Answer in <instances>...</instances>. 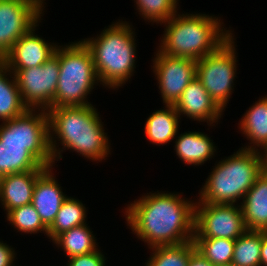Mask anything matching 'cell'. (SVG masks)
Listing matches in <instances>:
<instances>
[{"instance_id": "cell-26", "label": "cell", "mask_w": 267, "mask_h": 266, "mask_svg": "<svg viewBox=\"0 0 267 266\" xmlns=\"http://www.w3.org/2000/svg\"><path fill=\"white\" fill-rule=\"evenodd\" d=\"M196 250L213 265L232 262L234 239L228 238H193Z\"/></svg>"}, {"instance_id": "cell-27", "label": "cell", "mask_w": 267, "mask_h": 266, "mask_svg": "<svg viewBox=\"0 0 267 266\" xmlns=\"http://www.w3.org/2000/svg\"><path fill=\"white\" fill-rule=\"evenodd\" d=\"M11 226L19 232L36 234L38 232L47 235L48 228L43 224L33 204L16 207L6 213ZM43 231V232H42Z\"/></svg>"}, {"instance_id": "cell-30", "label": "cell", "mask_w": 267, "mask_h": 266, "mask_svg": "<svg viewBox=\"0 0 267 266\" xmlns=\"http://www.w3.org/2000/svg\"><path fill=\"white\" fill-rule=\"evenodd\" d=\"M14 248L0 241V266H15L13 262L15 261L16 253Z\"/></svg>"}, {"instance_id": "cell-35", "label": "cell", "mask_w": 267, "mask_h": 266, "mask_svg": "<svg viewBox=\"0 0 267 266\" xmlns=\"http://www.w3.org/2000/svg\"><path fill=\"white\" fill-rule=\"evenodd\" d=\"M3 56L0 54V62H2Z\"/></svg>"}, {"instance_id": "cell-5", "label": "cell", "mask_w": 267, "mask_h": 266, "mask_svg": "<svg viewBox=\"0 0 267 266\" xmlns=\"http://www.w3.org/2000/svg\"><path fill=\"white\" fill-rule=\"evenodd\" d=\"M118 21L95 38L81 40L90 50L100 84L116 89L123 86L136 68V39L133 28Z\"/></svg>"}, {"instance_id": "cell-7", "label": "cell", "mask_w": 267, "mask_h": 266, "mask_svg": "<svg viewBox=\"0 0 267 266\" xmlns=\"http://www.w3.org/2000/svg\"><path fill=\"white\" fill-rule=\"evenodd\" d=\"M59 78L52 108L87 106V95L100 81L90 50L80 40L58 46Z\"/></svg>"}, {"instance_id": "cell-12", "label": "cell", "mask_w": 267, "mask_h": 266, "mask_svg": "<svg viewBox=\"0 0 267 266\" xmlns=\"http://www.w3.org/2000/svg\"><path fill=\"white\" fill-rule=\"evenodd\" d=\"M153 59V72L158 80L164 105H174L184 89L196 77L197 61L185 57H172L157 51Z\"/></svg>"}, {"instance_id": "cell-8", "label": "cell", "mask_w": 267, "mask_h": 266, "mask_svg": "<svg viewBox=\"0 0 267 266\" xmlns=\"http://www.w3.org/2000/svg\"><path fill=\"white\" fill-rule=\"evenodd\" d=\"M232 35L216 51L196 63V77L202 83L211 99L223 111L234 90L237 72V56Z\"/></svg>"}, {"instance_id": "cell-21", "label": "cell", "mask_w": 267, "mask_h": 266, "mask_svg": "<svg viewBox=\"0 0 267 266\" xmlns=\"http://www.w3.org/2000/svg\"><path fill=\"white\" fill-rule=\"evenodd\" d=\"M27 109L23 104L14 74L3 62H0V120L2 122L11 120Z\"/></svg>"}, {"instance_id": "cell-6", "label": "cell", "mask_w": 267, "mask_h": 266, "mask_svg": "<svg viewBox=\"0 0 267 266\" xmlns=\"http://www.w3.org/2000/svg\"><path fill=\"white\" fill-rule=\"evenodd\" d=\"M214 167L200 189L197 202L237 204L263 172L262 153L241 148Z\"/></svg>"}, {"instance_id": "cell-15", "label": "cell", "mask_w": 267, "mask_h": 266, "mask_svg": "<svg viewBox=\"0 0 267 266\" xmlns=\"http://www.w3.org/2000/svg\"><path fill=\"white\" fill-rule=\"evenodd\" d=\"M52 169L47 167L37 177L32 197V204L47 228L52 225L62 203L68 197L63 193Z\"/></svg>"}, {"instance_id": "cell-3", "label": "cell", "mask_w": 267, "mask_h": 266, "mask_svg": "<svg viewBox=\"0 0 267 266\" xmlns=\"http://www.w3.org/2000/svg\"><path fill=\"white\" fill-rule=\"evenodd\" d=\"M47 112L54 164L62 158L63 149H70L93 161L106 160L110 143L99 113L92 104L49 108ZM55 138L60 141L62 149L58 148Z\"/></svg>"}, {"instance_id": "cell-24", "label": "cell", "mask_w": 267, "mask_h": 266, "mask_svg": "<svg viewBox=\"0 0 267 266\" xmlns=\"http://www.w3.org/2000/svg\"><path fill=\"white\" fill-rule=\"evenodd\" d=\"M262 231L246 230L234 244L232 263L236 266H261Z\"/></svg>"}, {"instance_id": "cell-9", "label": "cell", "mask_w": 267, "mask_h": 266, "mask_svg": "<svg viewBox=\"0 0 267 266\" xmlns=\"http://www.w3.org/2000/svg\"><path fill=\"white\" fill-rule=\"evenodd\" d=\"M15 77L23 104L28 109L48 110L56 94L59 78L58 46L42 65L26 69H9Z\"/></svg>"}, {"instance_id": "cell-34", "label": "cell", "mask_w": 267, "mask_h": 266, "mask_svg": "<svg viewBox=\"0 0 267 266\" xmlns=\"http://www.w3.org/2000/svg\"><path fill=\"white\" fill-rule=\"evenodd\" d=\"M216 266H236V265L234 263H232V262H229V263L219 264V265H216Z\"/></svg>"}, {"instance_id": "cell-11", "label": "cell", "mask_w": 267, "mask_h": 266, "mask_svg": "<svg viewBox=\"0 0 267 266\" xmlns=\"http://www.w3.org/2000/svg\"><path fill=\"white\" fill-rule=\"evenodd\" d=\"M44 3L37 0H0V54L41 22Z\"/></svg>"}, {"instance_id": "cell-1", "label": "cell", "mask_w": 267, "mask_h": 266, "mask_svg": "<svg viewBox=\"0 0 267 266\" xmlns=\"http://www.w3.org/2000/svg\"><path fill=\"white\" fill-rule=\"evenodd\" d=\"M181 195L150 192L125 208L127 226L149 249L193 240L195 203Z\"/></svg>"}, {"instance_id": "cell-17", "label": "cell", "mask_w": 267, "mask_h": 266, "mask_svg": "<svg viewBox=\"0 0 267 266\" xmlns=\"http://www.w3.org/2000/svg\"><path fill=\"white\" fill-rule=\"evenodd\" d=\"M239 204L247 230L267 231V174L262 172Z\"/></svg>"}, {"instance_id": "cell-2", "label": "cell", "mask_w": 267, "mask_h": 266, "mask_svg": "<svg viewBox=\"0 0 267 266\" xmlns=\"http://www.w3.org/2000/svg\"><path fill=\"white\" fill-rule=\"evenodd\" d=\"M49 116L27 109L0 125V179L6 175L53 167Z\"/></svg>"}, {"instance_id": "cell-31", "label": "cell", "mask_w": 267, "mask_h": 266, "mask_svg": "<svg viewBox=\"0 0 267 266\" xmlns=\"http://www.w3.org/2000/svg\"><path fill=\"white\" fill-rule=\"evenodd\" d=\"M188 266H215V265H213L208 259H206L195 249L189 257Z\"/></svg>"}, {"instance_id": "cell-4", "label": "cell", "mask_w": 267, "mask_h": 266, "mask_svg": "<svg viewBox=\"0 0 267 266\" xmlns=\"http://www.w3.org/2000/svg\"><path fill=\"white\" fill-rule=\"evenodd\" d=\"M164 34L159 50L172 57L202 59L216 51L232 35L218 17L206 14H175L163 22Z\"/></svg>"}, {"instance_id": "cell-16", "label": "cell", "mask_w": 267, "mask_h": 266, "mask_svg": "<svg viewBox=\"0 0 267 266\" xmlns=\"http://www.w3.org/2000/svg\"><path fill=\"white\" fill-rule=\"evenodd\" d=\"M44 170L14 173L0 179V202L7 213L23 205L32 203L33 189L37 177Z\"/></svg>"}, {"instance_id": "cell-20", "label": "cell", "mask_w": 267, "mask_h": 266, "mask_svg": "<svg viewBox=\"0 0 267 266\" xmlns=\"http://www.w3.org/2000/svg\"><path fill=\"white\" fill-rule=\"evenodd\" d=\"M164 107L166 109L156 110L147 118L144 128L147 139L159 146L176 138L178 126H180L179 119H181L174 105L166 104Z\"/></svg>"}, {"instance_id": "cell-23", "label": "cell", "mask_w": 267, "mask_h": 266, "mask_svg": "<svg viewBox=\"0 0 267 266\" xmlns=\"http://www.w3.org/2000/svg\"><path fill=\"white\" fill-rule=\"evenodd\" d=\"M86 208L83 203L73 197H67L62 203L56 218L48 228L47 237L52 241L61 233L86 224Z\"/></svg>"}, {"instance_id": "cell-14", "label": "cell", "mask_w": 267, "mask_h": 266, "mask_svg": "<svg viewBox=\"0 0 267 266\" xmlns=\"http://www.w3.org/2000/svg\"><path fill=\"white\" fill-rule=\"evenodd\" d=\"M174 108L179 116L184 115L199 122L205 121L209 126H215L214 123H218L224 112L211 99L197 77L184 89Z\"/></svg>"}, {"instance_id": "cell-13", "label": "cell", "mask_w": 267, "mask_h": 266, "mask_svg": "<svg viewBox=\"0 0 267 266\" xmlns=\"http://www.w3.org/2000/svg\"><path fill=\"white\" fill-rule=\"evenodd\" d=\"M37 24L20 37L3 56L2 62L9 69H26L42 65L54 55L58 45L48 43L35 33ZM36 27V28H35Z\"/></svg>"}, {"instance_id": "cell-32", "label": "cell", "mask_w": 267, "mask_h": 266, "mask_svg": "<svg viewBox=\"0 0 267 266\" xmlns=\"http://www.w3.org/2000/svg\"><path fill=\"white\" fill-rule=\"evenodd\" d=\"M261 266H267V231H262Z\"/></svg>"}, {"instance_id": "cell-19", "label": "cell", "mask_w": 267, "mask_h": 266, "mask_svg": "<svg viewBox=\"0 0 267 266\" xmlns=\"http://www.w3.org/2000/svg\"><path fill=\"white\" fill-rule=\"evenodd\" d=\"M239 122L238 128L250 141V146L248 144L242 149L264 150L267 147V96H263L249 107Z\"/></svg>"}, {"instance_id": "cell-28", "label": "cell", "mask_w": 267, "mask_h": 266, "mask_svg": "<svg viewBox=\"0 0 267 266\" xmlns=\"http://www.w3.org/2000/svg\"><path fill=\"white\" fill-rule=\"evenodd\" d=\"M179 0H134L141 17L152 23L162 25L177 14Z\"/></svg>"}, {"instance_id": "cell-22", "label": "cell", "mask_w": 267, "mask_h": 266, "mask_svg": "<svg viewBox=\"0 0 267 266\" xmlns=\"http://www.w3.org/2000/svg\"><path fill=\"white\" fill-rule=\"evenodd\" d=\"M92 233L88 224H84L61 233L53 240V243L58 248L61 247L69 259L98 250L95 235Z\"/></svg>"}, {"instance_id": "cell-18", "label": "cell", "mask_w": 267, "mask_h": 266, "mask_svg": "<svg viewBox=\"0 0 267 266\" xmlns=\"http://www.w3.org/2000/svg\"><path fill=\"white\" fill-rule=\"evenodd\" d=\"M176 136L175 151L179 159L189 165H203L215 156L216 146L213 140L199 131H188Z\"/></svg>"}, {"instance_id": "cell-29", "label": "cell", "mask_w": 267, "mask_h": 266, "mask_svg": "<svg viewBox=\"0 0 267 266\" xmlns=\"http://www.w3.org/2000/svg\"><path fill=\"white\" fill-rule=\"evenodd\" d=\"M106 258L100 249L94 252L69 258L67 266H106Z\"/></svg>"}, {"instance_id": "cell-25", "label": "cell", "mask_w": 267, "mask_h": 266, "mask_svg": "<svg viewBox=\"0 0 267 266\" xmlns=\"http://www.w3.org/2000/svg\"><path fill=\"white\" fill-rule=\"evenodd\" d=\"M151 249L153 253L145 263L146 266H188L189 257L196 248L192 240L177 245L157 246Z\"/></svg>"}, {"instance_id": "cell-10", "label": "cell", "mask_w": 267, "mask_h": 266, "mask_svg": "<svg viewBox=\"0 0 267 266\" xmlns=\"http://www.w3.org/2000/svg\"><path fill=\"white\" fill-rule=\"evenodd\" d=\"M247 230L238 204H208L195 201L193 238L236 240Z\"/></svg>"}, {"instance_id": "cell-33", "label": "cell", "mask_w": 267, "mask_h": 266, "mask_svg": "<svg viewBox=\"0 0 267 266\" xmlns=\"http://www.w3.org/2000/svg\"><path fill=\"white\" fill-rule=\"evenodd\" d=\"M262 153V160H263V172L267 174V147L263 150Z\"/></svg>"}]
</instances>
